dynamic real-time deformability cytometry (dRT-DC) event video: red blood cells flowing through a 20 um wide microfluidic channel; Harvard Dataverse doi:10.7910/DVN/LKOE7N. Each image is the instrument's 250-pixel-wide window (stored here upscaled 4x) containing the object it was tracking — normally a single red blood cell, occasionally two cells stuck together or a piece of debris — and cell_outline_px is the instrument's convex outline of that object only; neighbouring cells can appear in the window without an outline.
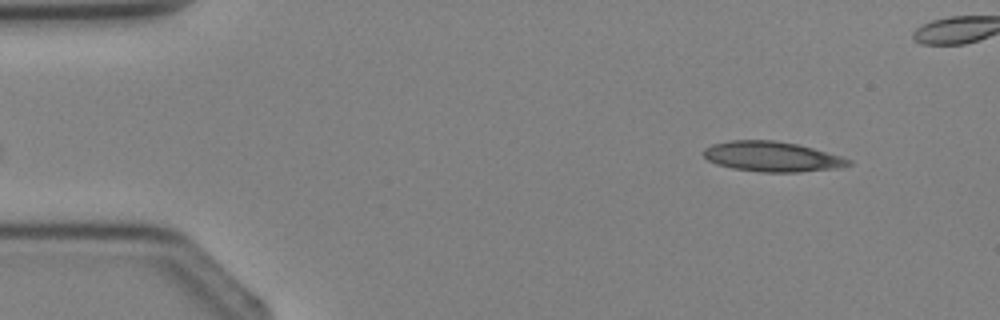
{"species": "Egyptian fruit bat (a non-hibernating species)", "species_latin": "Rousettus aegyptiacus", "temperature_condition": "cold", "stored_images_in_passage": 5, "camera_frame_rate_fps": 3000, "um_per_image_px": 0.085, "animal": {"sex": "female"}, "frame": {"image": 1, "passage_image": 5, "time_ms": 4.667, "image_size_px": [1000, 320], "cell_outline_px": [[852, 164], [836, 168], [800, 172], [760, 172], [732, 168], [716, 164], [708, 160], [704, 156], [704, 148], [712, 144], [728, 140], [772, 140], [796, 144], [812, 148], [840, 156], [852, 160]], "centroid_in_image_um": [65.59, 13.31], "position_along_channel_um": 19.4, "area_um2": 25.32}}